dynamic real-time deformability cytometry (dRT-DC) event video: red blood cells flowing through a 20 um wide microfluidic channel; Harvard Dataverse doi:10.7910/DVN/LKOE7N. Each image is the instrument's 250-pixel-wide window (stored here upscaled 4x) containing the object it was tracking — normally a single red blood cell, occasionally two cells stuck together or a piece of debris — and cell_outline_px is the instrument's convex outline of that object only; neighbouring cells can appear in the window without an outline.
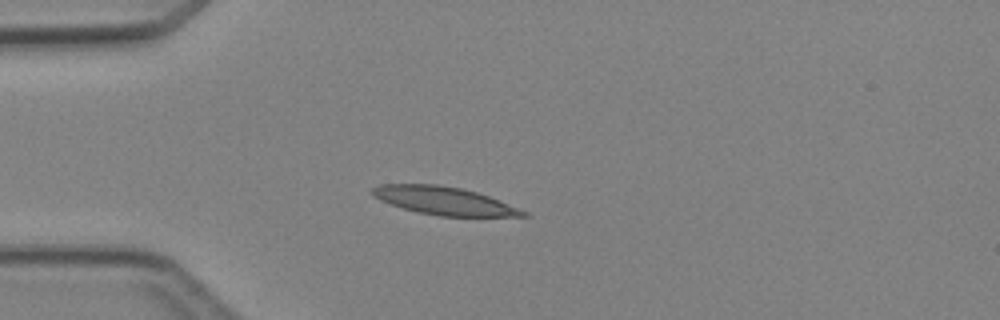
{"species": "Egyptian fruit bat (a non-hibernating species)", "species_latin": "Rousettus aegyptiacus", "temperature_condition": "cold", "stored_images_in_passage": 3, "camera_frame_rate_fps": 3000, "um_per_image_px": 0.085, "animal": {"sex": "female"}, "frame": {"image": 1, "passage_image": 2, "time_ms": 2.333, "image_size_px": [1000, 320], "cell_outline_px": [[532, 216], [440, 216], [416, 212], [380, 200], [372, 196], [372, 188], [380, 184], [436, 184], [460, 188], [476, 192], [488, 196], [528, 212]], "centroid_in_image_um": [37.73, 17.06], "position_along_channel_um": 47.3, "area_um2": 24.33}}